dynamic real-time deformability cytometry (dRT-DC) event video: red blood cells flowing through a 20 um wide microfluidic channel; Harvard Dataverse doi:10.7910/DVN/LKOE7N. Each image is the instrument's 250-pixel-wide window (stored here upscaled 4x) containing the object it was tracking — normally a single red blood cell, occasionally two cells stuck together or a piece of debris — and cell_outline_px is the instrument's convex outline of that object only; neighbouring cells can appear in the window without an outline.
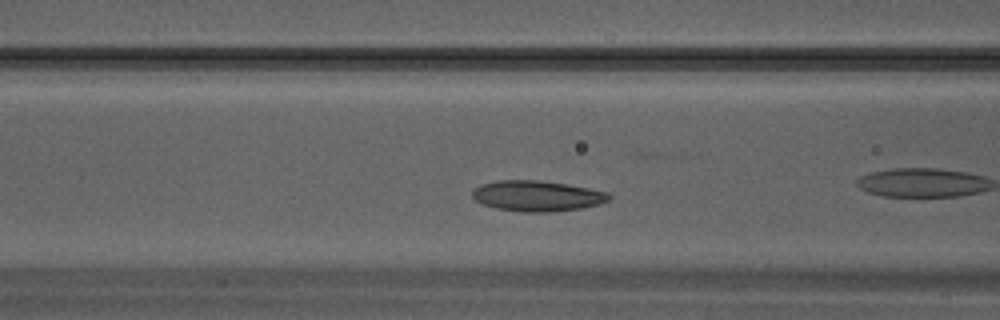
{"species": "Egyptian fruit bat (a non-hibernating species)", "species_latin": "Rousettus aegyptiacus", "temperature_condition": "warm", "stored_images_in_passage": 29, "camera_frame_rate_fps": 3000, "um_per_image_px": 0.085, "animal": {"sex": "male"}, "frame": {"image": 1, "passage_image": 9, "time_ms": 2.667, "image_size_px": [1000, 320], "cell_outline_px": [[612, 196], [608, 200], [600, 204], [584, 208], [548, 212], [524, 212], [496, 208], [484, 204], [476, 200], [472, 196], [472, 192], [480, 184], [496, 180], [536, 180], [564, 184], [588, 188], [608, 192]], "centroid_in_image_um": [45.66, 16.65], "position_along_channel_um": 120.9, "area_um2": 24.28}}